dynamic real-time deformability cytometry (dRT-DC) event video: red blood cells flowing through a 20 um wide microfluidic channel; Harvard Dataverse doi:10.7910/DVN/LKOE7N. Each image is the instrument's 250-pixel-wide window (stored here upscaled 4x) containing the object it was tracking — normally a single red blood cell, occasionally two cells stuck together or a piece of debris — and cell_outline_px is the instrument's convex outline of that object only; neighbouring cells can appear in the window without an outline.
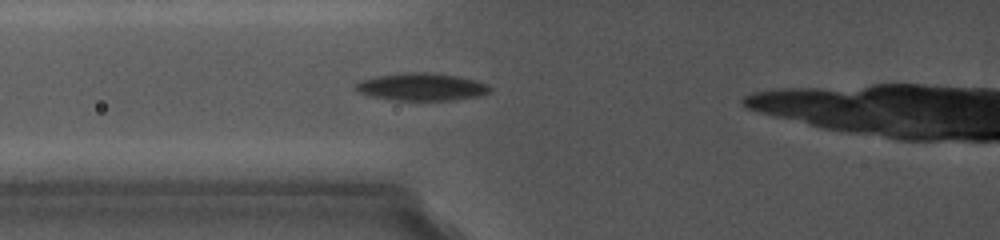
{"species": "common noctule bat (a hibernating species)", "species_latin": "Nyctalus noctula", "temperature_condition": "cold", "stored_images_in_passage": 3, "camera_frame_rate_fps": 5000, "um_per_image_px": 0.085, "animal": {"sex": "female", "body_mass_g": 19.0, "forearm_length_mm": 56.7}, "frame": {"image": 1, "passage_image": 3, "time_ms": 1.8, "image_size_px": [1000, 240], "cell_outline_px": [[488, 92], [476, 96], [448, 100], [392, 100], [372, 96], [360, 92], [356, 88], [356, 84], [360, 80], [376, 76], [400, 72], [432, 72], [456, 76], [472, 80], [484, 84], [488, 88]], "centroid_in_image_um": [35.74, 7.37], "position_along_channel_um": 90.1, "area_um2": 21.04}}